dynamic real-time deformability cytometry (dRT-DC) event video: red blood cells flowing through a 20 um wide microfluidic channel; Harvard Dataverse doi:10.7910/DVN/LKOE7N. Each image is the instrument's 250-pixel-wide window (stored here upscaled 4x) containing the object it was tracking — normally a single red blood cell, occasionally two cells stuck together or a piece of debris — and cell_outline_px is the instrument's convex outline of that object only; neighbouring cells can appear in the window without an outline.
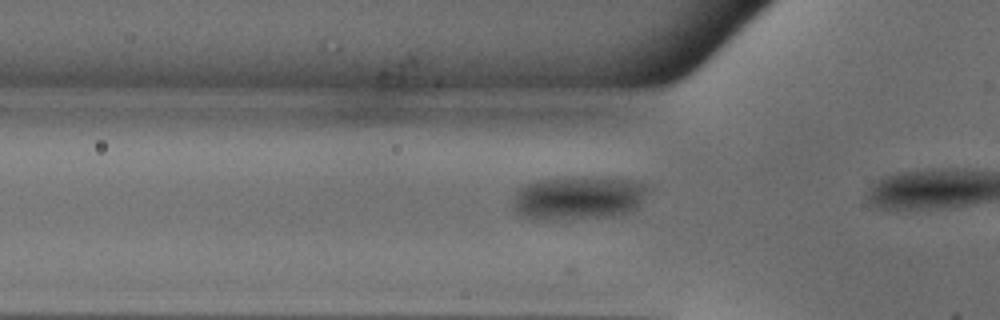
{"species": "common noctule bat (a hibernating species)", "species_latin": "Nyctalus noctula", "temperature_condition": "warm", "stored_images_in_passage": 13, "camera_frame_rate_fps": 3000, "um_per_image_px": 0.085, "animal": {"sex": "male", "body_mass_g": 18.8}, "frame": {"image": 1, "passage_image": 11, "time_ms": 3.333, "image_size_px": [1000, 320], "cell_outline_px": [[648, 188], [640, 204], [632, 212], [624, 216], [572, 220], [532, 220], [520, 216], [512, 208], [512, 200], [516, 192], [520, 188], [536, 180], [564, 176], [600, 176], [628, 180], [644, 184]], "centroid_in_image_um": [49.13, 16.84], "position_along_channel_um": 76.7, "area_um2": 35.72}}